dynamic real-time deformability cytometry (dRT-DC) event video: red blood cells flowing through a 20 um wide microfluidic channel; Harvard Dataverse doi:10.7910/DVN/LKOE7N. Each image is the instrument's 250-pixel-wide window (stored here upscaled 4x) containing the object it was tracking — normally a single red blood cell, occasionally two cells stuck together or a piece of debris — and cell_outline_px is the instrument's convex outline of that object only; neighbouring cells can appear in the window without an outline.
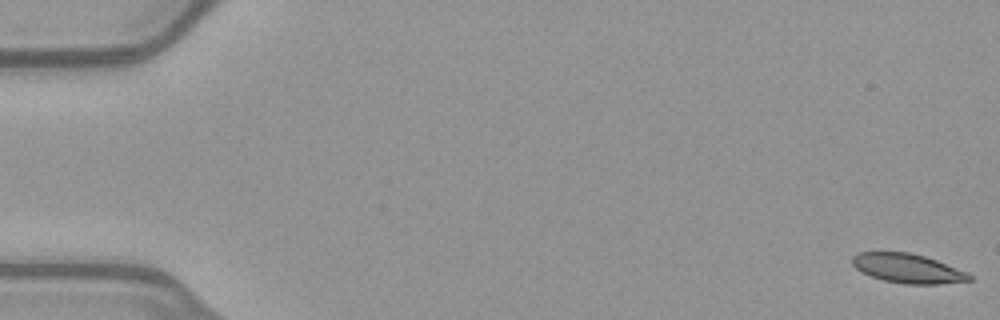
{"species": "common noctule bat (a hibernating species)", "species_latin": "Nyctalus noctula", "temperature_condition": "warm", "stored_images_in_passage": 53, "camera_frame_rate_fps": 3000, "um_per_image_px": 0.085, "animal": {"sex": "female", "body_mass_g": 21.9}, "frame": {"image": 1, "passage_image": 1, "time_ms": 0.0, "image_size_px": [1000, 320], "cell_outline_px": [[972, 280], [940, 284], [904, 284], [884, 280], [860, 272], [852, 264], [852, 256], [860, 252], [908, 252], [924, 256], [936, 260], [968, 272], [972, 276]], "centroid_in_image_um": [77.16, 22.82], "position_along_channel_um": 7.8, "area_um2": 19.94}}
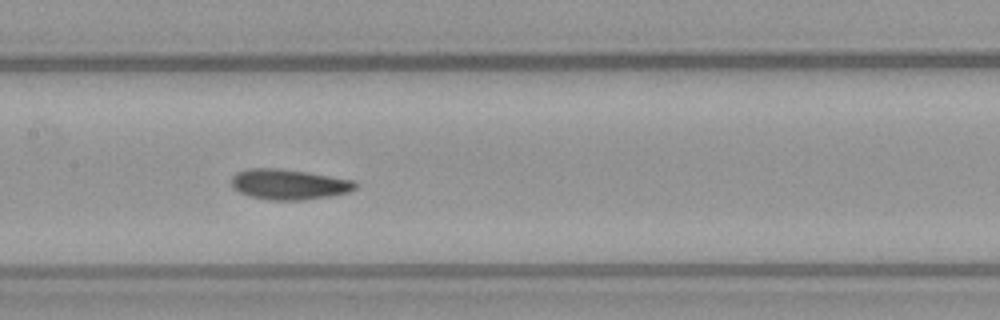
{"frame": {"image": 2, "passage_image": 26, "time_ms": 8.333, "image_size_px": [1000, 320], "cell_outline_px": [[356, 188], [348, 192], [332, 196], [304, 200], [268, 200], [248, 196], [232, 188], [232, 176], [236, 172], [248, 168], [276, 168], [304, 172], [356, 180]], "centroid_in_image_um": [24.54, 15.68], "position_along_channel_um": 182.9, "area_um2": 22.02}}
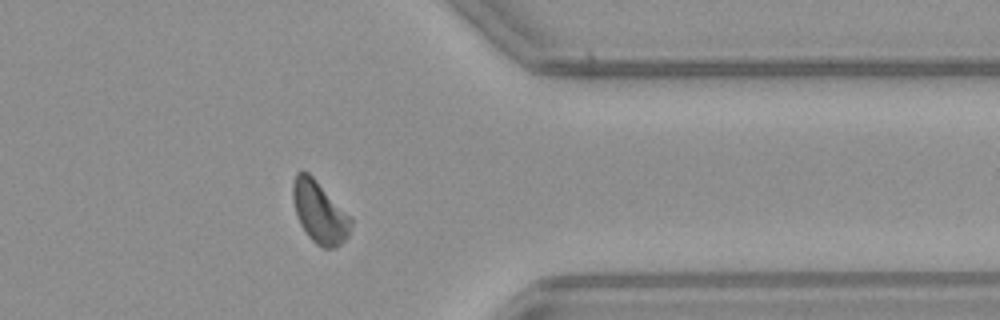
{"frame": {"image": 3, "passage_image": 42, "time_ms": 13.667, "image_size_px": [1000, 320], "cell_outline_px": [[352, 224], [348, 236], [336, 248], [324, 248], [316, 244], [304, 232], [300, 224], [296, 212], [292, 196], [292, 184], [296, 172], [308, 172], [352, 216]], "centroid_in_image_um": [27.18, 18.04], "position_along_channel_um": 384.2, "area_um2": 21.04}, "authors_computed_cell_mechanics": {"area_um2": 21.0392, "velocity_mm_per_s": 4.0019, "shape_relaxation_time_tau1_ms": 4.0549, "shape_relaxation_time_tau2_ms": 1.7421, "deformation_change_tau1": 0.1195, "deformation_change_tau2": 0.0743}}